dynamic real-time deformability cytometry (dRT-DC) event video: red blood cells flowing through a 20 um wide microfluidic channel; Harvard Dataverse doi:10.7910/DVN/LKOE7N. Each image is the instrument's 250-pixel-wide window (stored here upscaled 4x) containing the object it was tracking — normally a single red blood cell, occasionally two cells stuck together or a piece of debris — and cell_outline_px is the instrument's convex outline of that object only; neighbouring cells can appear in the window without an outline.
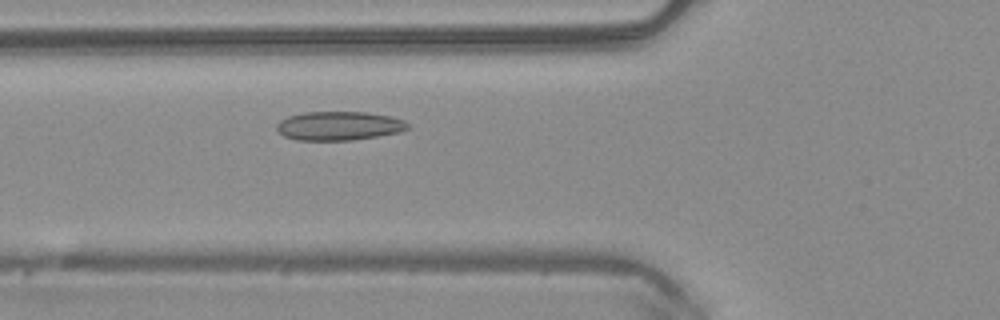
{"species": "common noctule bat (a hibernating species)", "species_latin": "Nyctalus noctula", "temperature_condition": "warm", "stored_images_in_passage": 44, "camera_frame_rate_fps": 3000, "um_per_image_px": 0.085, "animal": {"sex": "male", "body_mass_g": 20.4}, "frame": {"image": 1, "passage_image": 12, "time_ms": 3.667, "image_size_px": [1000, 320], "cell_outline_px": [[412, 128], [400, 132], [352, 140], [296, 140], [284, 136], [276, 128], [276, 124], [280, 120], [288, 116], [304, 112], [368, 112], [392, 116], [404, 120]], "centroid_in_image_um": [28.84, 10.69], "position_along_channel_um": 97.0, "area_um2": 22.2}}
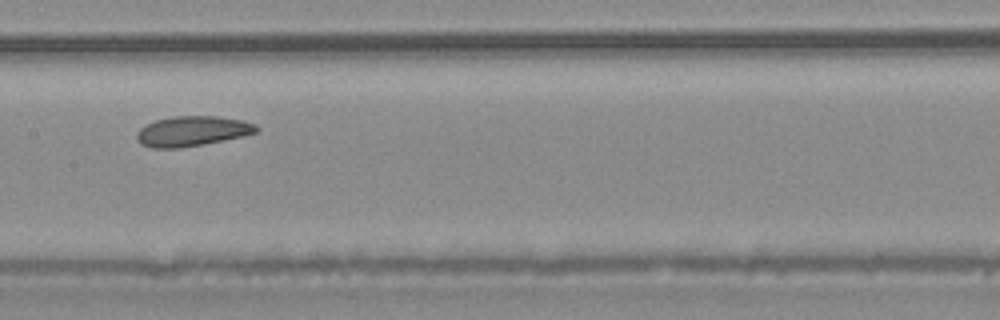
{"frame": {"image": 2, "passage_image": 19, "time_ms": 6.0, "image_size_px": [1000, 320], "cell_outline_px": [[260, 128], [256, 132], [244, 136], [204, 144], [180, 148], [152, 148], [140, 144], [136, 140], [136, 132], [144, 124], [156, 120], [172, 116], [216, 116], [244, 120], [256, 124]], "centroid_in_image_um": [16.32, 11.15], "position_along_channel_um": 191.1, "area_um2": 21.27}}
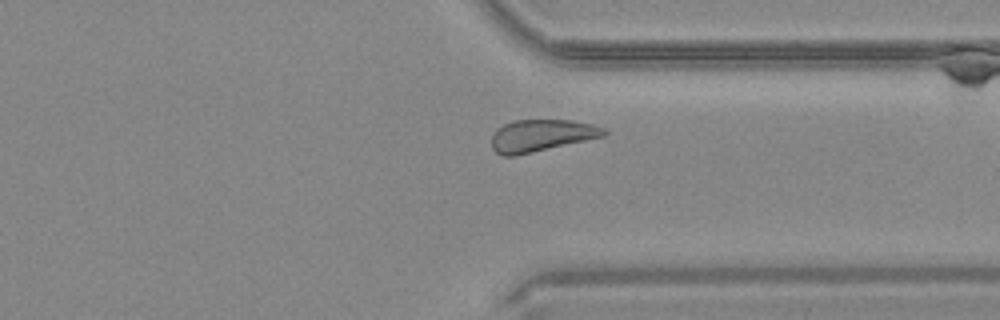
{"frame": {"image": 3, "passage_image": 32, "time_ms": 10.333, "image_size_px": [1000, 320], "cell_outline_px": [[608, 132], [604, 136], [516, 156], [504, 156], [496, 152], [492, 148], [492, 136], [496, 128], [504, 124], [516, 120], [572, 120], [592, 124], [604, 128]], "centroid_in_image_um": [46.0, 11.52], "position_along_channel_um": 365.4, "area_um2": 20.92}, "authors_computed_cell_mechanics": {"area_um2": 21.8773, "velocity_mm_per_s": 4.0164, "shape_relaxation_time_tau1_ms": 2.9539, "shape_relaxation_time_tau2_ms": null, "deformation_change_tau1": 0.0681, "deformation_change_tau2": null}}